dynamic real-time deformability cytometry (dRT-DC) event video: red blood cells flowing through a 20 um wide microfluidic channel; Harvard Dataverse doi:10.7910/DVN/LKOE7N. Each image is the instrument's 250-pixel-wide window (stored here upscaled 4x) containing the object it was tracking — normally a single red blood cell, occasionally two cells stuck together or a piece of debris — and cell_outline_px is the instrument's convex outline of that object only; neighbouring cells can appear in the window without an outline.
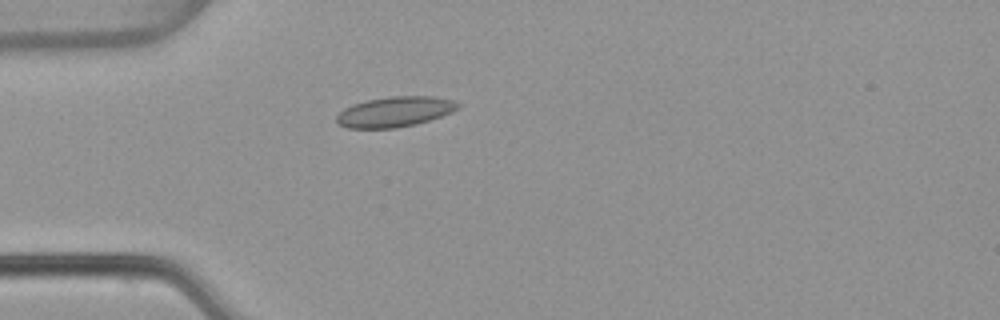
{"species": "common noctule bat (a hibernating species)", "species_latin": "Nyctalus noctula", "temperature_condition": "warm", "stored_images_in_passage": 39, "camera_frame_rate_fps": 3000, "um_per_image_px": 0.085, "animal": {"sex": "female", "body_mass_g": 22.7, "forearm_length_mm": 54.2}, "frame": {"image": 1, "passage_image": 1, "time_ms": 0.0, "image_size_px": [1000, 320], "cell_outline_px": [[460, 104], [456, 108], [440, 116], [416, 124], [396, 128], [348, 128], [340, 124], [336, 120], [336, 116], [344, 108], [352, 104], [368, 100], [388, 96], [432, 96], [452, 100]], "centroid_in_image_um": [33.51, 9.49], "position_along_channel_um": 51.5, "area_um2": 21.1}}
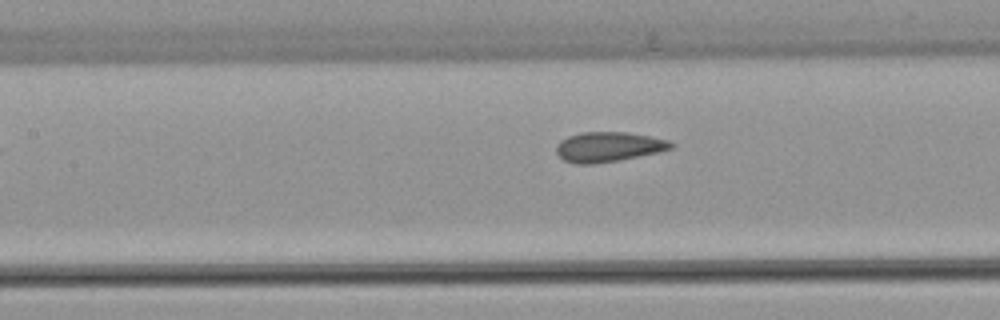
{"frame": {"image": 2, "passage_image": 10, "time_ms": 3.0, "image_size_px": [1000, 320], "cell_outline_px": [[676, 144], [672, 148], [656, 152], [620, 160], [596, 164], [576, 164], [564, 160], [556, 152], [556, 144], [560, 140], [568, 136], [584, 132], [624, 132], [648, 136], [668, 140]], "centroid_in_image_um": [51.68, 12.49], "position_along_channel_um": 155.7, "area_um2": 19.88}}
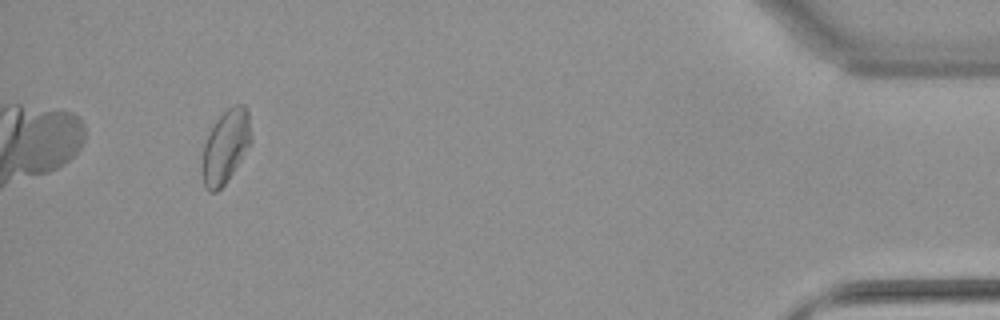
{"frame": {"image": 3, "passage_image": 36, "time_ms": 11.667, "image_size_px": [1000, 320], "cell_outline_px": [[252, 144], [228, 180], [216, 192], [208, 192], [204, 188], [200, 172], [200, 164], [204, 144], [216, 120], [228, 108], [236, 104], [244, 104], [248, 112], [252, 136]], "centroid_in_image_um": [19.16, 12.51], "position_along_channel_um": 416.0, "area_um2": 21.39}, "authors_computed_cell_mechanics": {"area_um2": 19.8254, "velocity_mm_per_s": 3.8064, "shape_relaxation_time_tau1_ms": null, "shape_relaxation_time_tau2_ms": 1.2211, "deformation_change_tau1": null, "deformation_change_tau2": 0.0468}}